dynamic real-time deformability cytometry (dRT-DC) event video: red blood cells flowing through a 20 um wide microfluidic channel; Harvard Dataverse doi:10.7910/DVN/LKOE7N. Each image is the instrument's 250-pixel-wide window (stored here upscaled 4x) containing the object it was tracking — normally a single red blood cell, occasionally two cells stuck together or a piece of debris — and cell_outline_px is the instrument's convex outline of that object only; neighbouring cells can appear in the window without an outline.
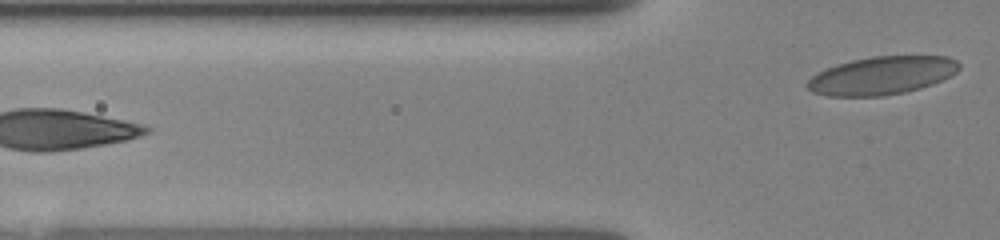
{"species": "human", "species_latin": "Homo sapiens", "temperature_condition": "room temperature", "stored_images_in_passage": 14, "segment_of_instrument_passage": [2, 2], "camera_frame_rate_fps": 3000, "um_per_image_px": 0.085, "donor": {"sex": "female"}, "frame": {"image": 1, "passage_image": 14, "time_ms": 5.667, "image_size_px": [1000, 240], "cell_outline_px": [[960, 68], [956, 72], [932, 84], [920, 88], [904, 92], [884, 96], [828, 96], [812, 92], [804, 84], [816, 72], [836, 64], [852, 60], [872, 56], [948, 56], [956, 60], [960, 64]], "centroid_in_image_um": [74.92, 6.42], "position_along_channel_um": 50.9, "area_um2": 33.76}}